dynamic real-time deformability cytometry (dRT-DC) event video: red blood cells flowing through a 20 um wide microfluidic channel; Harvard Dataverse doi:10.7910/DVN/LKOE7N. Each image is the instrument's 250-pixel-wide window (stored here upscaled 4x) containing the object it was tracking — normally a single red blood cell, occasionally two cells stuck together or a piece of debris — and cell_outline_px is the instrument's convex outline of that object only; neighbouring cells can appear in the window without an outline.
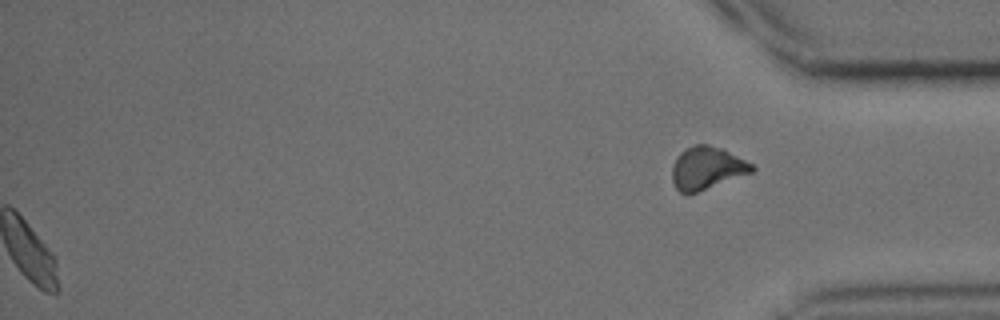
{"species": "common noctule bat (a hibernating species)", "species_latin": "Nyctalus noctula", "temperature_condition": "cold", "stored_images_in_passage": 43, "segment_of_instrument_passage": [2, 2], "camera_frame_rate_fps": 3000, "um_per_image_px": 0.085, "animal": {"sex": "male", "body_mass_g": 15.6}, "frame": {"image": 1, "passage_image": 43, "time_ms": 14.0, "image_size_px": [1000, 320], "cell_outline_px": [[756, 168], [752, 172], [688, 196], [680, 192], [676, 188], [672, 180], [672, 164], [676, 156], [684, 148], [696, 144], [708, 144], [724, 148], [752, 164]], "centroid_in_image_um": [60.05, 14.29], "position_along_channel_um": 375.1, "area_um2": 20.23}}